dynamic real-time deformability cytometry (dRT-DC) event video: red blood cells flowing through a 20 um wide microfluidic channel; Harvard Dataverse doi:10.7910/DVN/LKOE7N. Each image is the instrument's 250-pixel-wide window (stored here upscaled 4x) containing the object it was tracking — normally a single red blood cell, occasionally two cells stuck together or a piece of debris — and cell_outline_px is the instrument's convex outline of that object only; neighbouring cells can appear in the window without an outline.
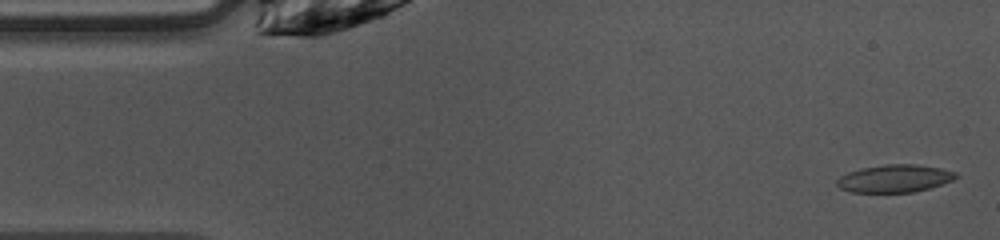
{"species": "common noctule bat (a hibernating species)", "species_latin": "Nyctalus noctula", "temperature_condition": "warm", "stored_images_in_passage": 14, "camera_frame_rate_fps": 3000, "um_per_image_px": 0.085, "animal": {"sex": "female", "body_mass_g": 10.0, "forearm_length_mm": 53.1}, "frame": {"image": 1, "passage_image": 1, "time_ms": 0.0, "image_size_px": [1000, 240], "cell_outline_px": [[960, 176], [952, 180], [928, 188], [912, 192], [852, 192], [840, 188], [836, 184], [836, 180], [840, 176], [848, 172], [864, 168], [884, 164], [916, 164], [940, 168], [956, 172]], "centroid_in_image_um": [76.04, 15.16], "position_along_channel_um": 9.0, "area_um2": 19.02}}
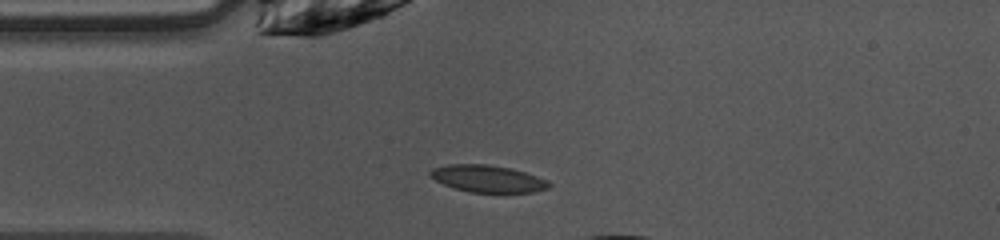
{"frame": {"image": 2, "passage_image": 10, "time_ms": 3.0, "image_size_px": [1000, 240], "cell_outline_px": [[552, 184], [548, 188], [532, 192], [468, 192], [444, 184], [436, 180], [428, 172], [432, 168], [448, 164], [488, 164], [512, 168], [548, 180]], "centroid_in_image_um": [41.47, 15.18], "position_along_channel_um": 43.5, "area_um2": 18.61}}
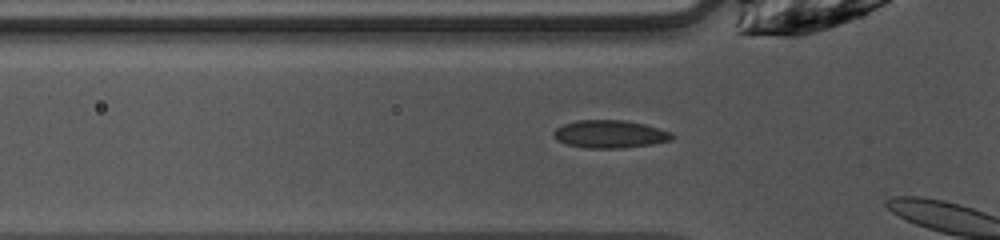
{"frame": {"image": 3, "passage_image": 13, "time_ms": 4.0, "image_size_px": [1000, 240], "cell_outline_px": [[676, 136], [672, 140], [652, 144], [624, 148], [584, 148], [564, 144], [556, 140], [552, 132], [556, 128], [564, 124], [576, 120], [624, 120], [644, 124], [672, 132]], "centroid_in_image_um": [51.84, 11.4], "position_along_channel_um": 74.0, "area_um2": 19.42}}